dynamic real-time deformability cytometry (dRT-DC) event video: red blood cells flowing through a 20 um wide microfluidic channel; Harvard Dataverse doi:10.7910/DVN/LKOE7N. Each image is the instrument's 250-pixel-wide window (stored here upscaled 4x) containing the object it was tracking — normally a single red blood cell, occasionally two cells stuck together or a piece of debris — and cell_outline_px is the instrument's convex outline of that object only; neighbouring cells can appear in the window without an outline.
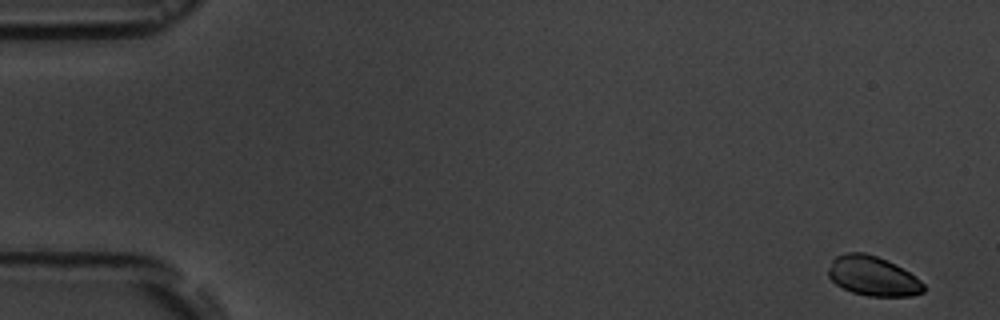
{"species": "common noctule bat (a hibernating species)", "species_latin": "Nyctalus noctula", "temperature_condition": "room temperature", "stored_images_in_passage": 4, "camera_frame_rate_fps": 3000, "um_per_image_px": 0.085, "animal": {"sex": "male", "body_mass_g": 19.5, "forearm_length_mm": 54.6}, "frame": {"image": 1, "passage_image": 1, "time_ms": 0.0, "image_size_px": [1000, 320], "cell_outline_px": [[924, 292], [912, 296], [868, 296], [852, 292], [836, 284], [828, 276], [828, 268], [832, 260], [836, 256], [848, 252], [864, 252], [876, 256], [916, 276], [924, 284]], "centroid_in_image_um": [74.17, 23.47], "position_along_channel_um": 10.8, "area_um2": 21.73}}
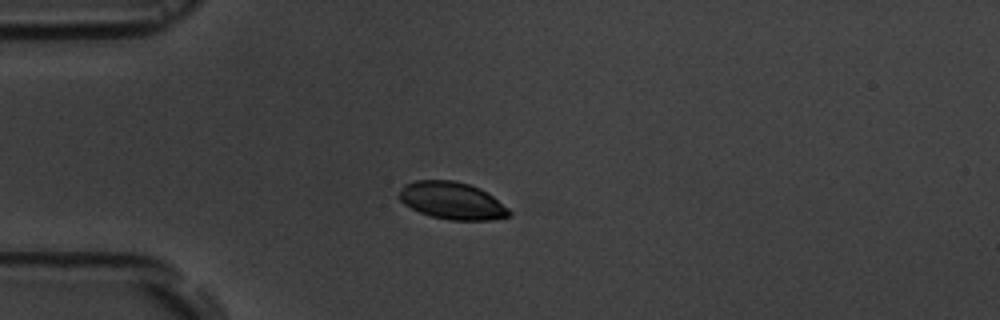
{"frame": {"image": 2, "passage_image": 4, "time_ms": 4.333, "image_size_px": [1000, 320], "cell_outline_px": [[512, 216], [492, 220], [448, 220], [432, 216], [420, 212], [404, 204], [396, 196], [404, 184], [416, 180], [452, 180], [468, 184], [480, 188], [492, 196], [508, 208], [512, 212]], "centroid_in_image_um": [38.42, 17.06], "position_along_channel_um": 46.6, "area_um2": 23.99}}